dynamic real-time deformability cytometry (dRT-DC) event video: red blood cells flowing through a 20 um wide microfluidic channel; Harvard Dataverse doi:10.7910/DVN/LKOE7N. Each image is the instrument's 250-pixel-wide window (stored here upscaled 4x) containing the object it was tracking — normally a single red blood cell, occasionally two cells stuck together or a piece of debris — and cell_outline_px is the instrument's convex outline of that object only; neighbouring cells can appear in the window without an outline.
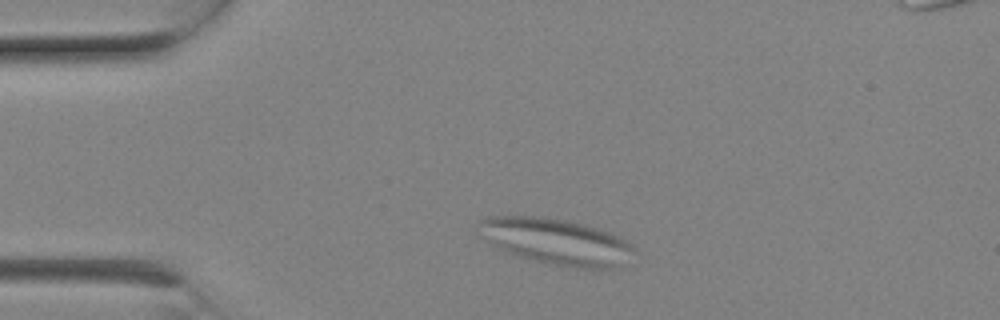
{"species": "Egyptian fruit bat (a non-hibernating species)", "species_latin": "Rousettus aegyptiacus", "temperature_condition": "room temperature", "stored_images_in_passage": 5, "camera_frame_rate_fps": 3000, "um_per_image_px": 0.085, "animal": {"sex": "female"}, "frame": {"image": 1, "passage_image": 1, "time_ms": 0.0, "image_size_px": [1000, 320], "cell_outline_px": [[632, 248], [612, 268], [572, 268], [548, 264], [508, 252], [484, 240], [480, 224], [480, 220], [488, 216], [540, 216], [568, 220], [596, 228], [608, 232], [632, 244]], "centroid_in_image_um": [47.17, 20.5], "position_along_channel_um": 37.8, "area_um2": 40.4}}
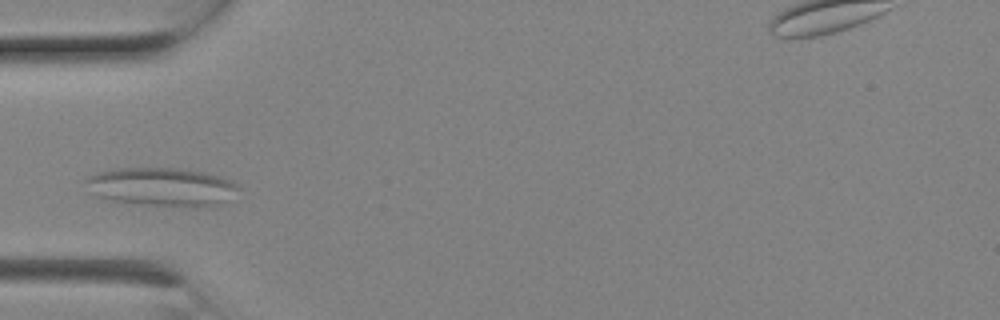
{"frame": {"image": 2, "passage_image": 3, "time_ms": 0.667, "image_size_px": [1000, 320], "cell_outline_px": [[240, 188], [216, 208], [140, 204], [112, 200], [96, 196], [88, 192], [84, 180], [88, 176], [100, 172], [116, 168], [180, 168], [204, 172], [224, 176], [232, 180]], "centroid_in_image_um": [13.77, 15.88], "position_along_channel_um": 71.2, "area_um2": 34.68}}